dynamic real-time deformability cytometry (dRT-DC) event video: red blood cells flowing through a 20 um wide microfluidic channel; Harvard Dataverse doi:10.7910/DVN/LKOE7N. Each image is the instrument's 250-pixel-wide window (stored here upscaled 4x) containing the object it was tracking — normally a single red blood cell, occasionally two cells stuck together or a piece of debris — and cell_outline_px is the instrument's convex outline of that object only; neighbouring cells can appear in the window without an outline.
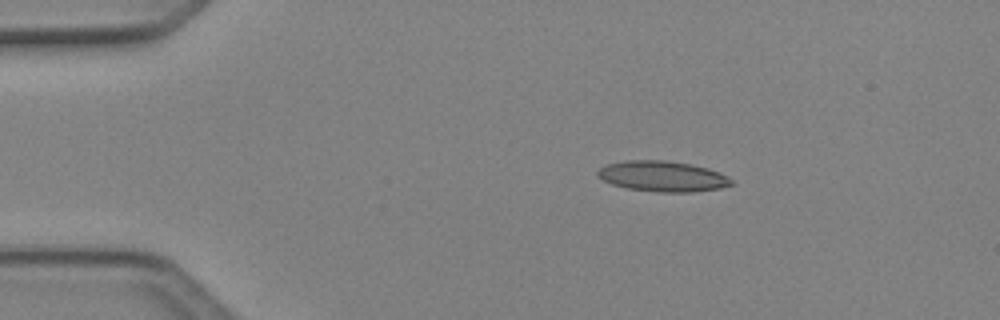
{"species": "Egyptian fruit bat (a non-hibernating species)", "species_latin": "Rousettus aegyptiacus", "temperature_condition": "cold", "stored_images_in_passage": 5, "camera_frame_rate_fps": 3000, "um_per_image_px": 0.085, "animal": {"sex": "female"}, "frame": {"image": 1, "passage_image": 3, "time_ms": 0.667, "image_size_px": [1000, 320], "cell_outline_px": [[732, 184], [720, 188], [692, 192], [656, 192], [628, 188], [612, 184], [596, 176], [596, 172], [604, 164], [628, 160], [664, 160], [692, 164], [708, 168], [720, 172], [728, 176], [732, 180]], "centroid_in_image_um": [56.31, 14.98], "position_along_channel_um": 28.7, "area_um2": 23.93}}
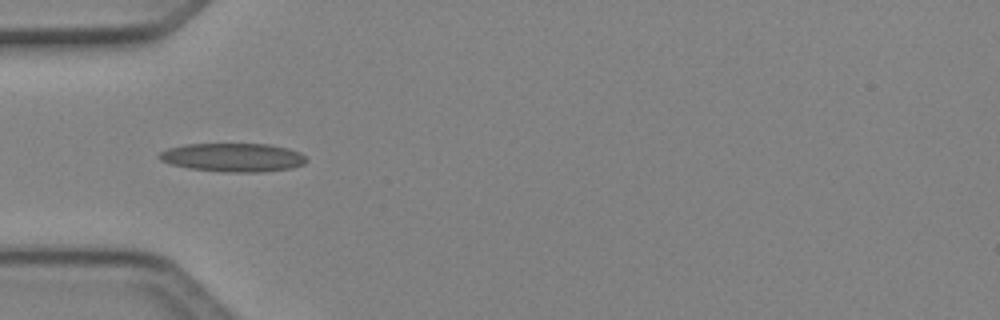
{"frame": {"image": 2, "passage_image": 5, "time_ms": 1.333, "image_size_px": [1000, 320], "cell_outline_px": [[308, 160], [304, 164], [292, 168], [264, 172], [224, 172], [188, 168], [172, 164], [160, 160], [156, 156], [160, 152], [168, 148], [184, 144], [268, 144], [288, 148], [300, 152]], "centroid_in_image_um": [19.81, 13.38], "position_along_channel_um": 65.2, "area_um2": 24.68}}